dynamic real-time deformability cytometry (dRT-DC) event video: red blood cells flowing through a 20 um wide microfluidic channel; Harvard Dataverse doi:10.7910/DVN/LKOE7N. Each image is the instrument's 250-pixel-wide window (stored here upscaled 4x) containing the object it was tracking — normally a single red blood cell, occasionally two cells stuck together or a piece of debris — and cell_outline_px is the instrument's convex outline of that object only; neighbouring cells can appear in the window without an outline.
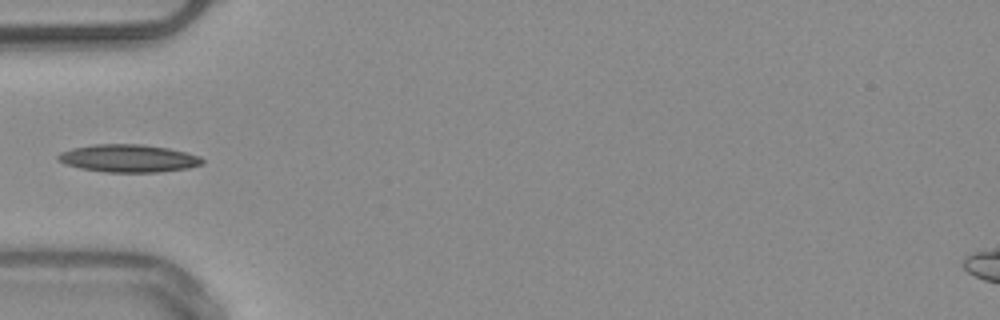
{"species": "common noctule bat (a hibernating species)", "species_latin": "Nyctalus noctula", "temperature_condition": "warm", "stored_images_in_passage": 2, "camera_frame_rate_fps": 3000, "um_per_image_px": 0.085, "animal": {"sex": "male", "body_mass_g": 20.4}, "frame": {"image": 1, "passage_image": 2, "time_ms": 1.0, "image_size_px": [1000, 320], "cell_outline_px": [[204, 164], [188, 168], [160, 172], [104, 172], [80, 168], [56, 160], [56, 156], [60, 152], [72, 148], [92, 144], [144, 144], [168, 148], [200, 156], [204, 160]], "centroid_in_image_um": [10.91, 13.45], "position_along_channel_um": 74.1, "area_um2": 23.41}}